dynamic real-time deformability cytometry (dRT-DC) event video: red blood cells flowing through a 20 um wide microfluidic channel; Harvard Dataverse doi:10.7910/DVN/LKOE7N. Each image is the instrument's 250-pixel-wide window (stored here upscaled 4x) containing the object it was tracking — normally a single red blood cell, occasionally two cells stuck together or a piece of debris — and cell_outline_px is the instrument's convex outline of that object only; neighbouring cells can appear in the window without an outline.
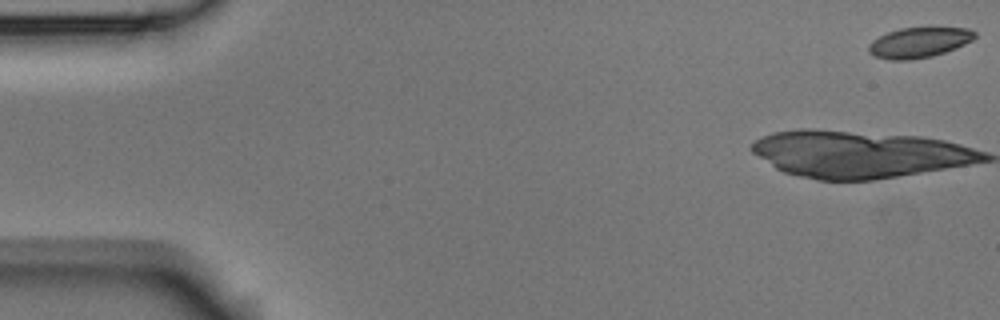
{"species": "Egyptian fruit bat (a non-hibernating species)", "species_latin": "Rousettus aegyptiacus", "temperature_condition": "room temperature", "stored_images_in_passage": 5, "camera_frame_rate_fps": 3000, "um_per_image_px": 0.085, "animal": {"sex": "male"}, "frame": {"image": 1, "passage_image": 1, "time_ms": 0.0, "image_size_px": [1000, 320], "cell_outline_px": [[976, 36], [972, 40], [956, 48], [932, 56], [908, 60], [888, 60], [876, 56], [868, 52], [868, 44], [872, 40], [888, 32], [900, 28], [968, 28], [976, 32]], "centroid_in_image_um": [78.09, 3.62], "position_along_channel_um": 6.9, "area_um2": 18.61}}